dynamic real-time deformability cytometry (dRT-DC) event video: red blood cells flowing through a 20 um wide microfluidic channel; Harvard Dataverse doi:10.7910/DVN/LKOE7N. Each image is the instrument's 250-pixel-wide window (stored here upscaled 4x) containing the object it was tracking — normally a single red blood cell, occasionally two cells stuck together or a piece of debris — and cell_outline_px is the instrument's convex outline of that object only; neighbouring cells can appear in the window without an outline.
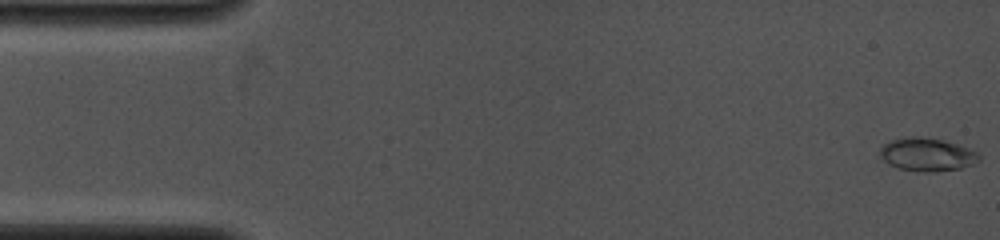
{"species": "common noctule bat (a hibernating species)", "species_latin": "Nyctalus noctula", "temperature_condition": "cold", "stored_images_in_passage": 37, "camera_frame_rate_fps": 4000, "um_per_image_px": 0.085, "animal": {"sex": "female", "body_mass_g": 19.0, "forearm_length_mm": 53.3}, "frame": {"image": 1, "passage_image": 1, "time_ms": 0.0, "image_size_px": [1000, 240], "cell_outline_px": [[980, 160], [972, 164], [960, 168], [932, 172], [924, 172], [900, 168], [888, 164], [880, 156], [880, 148], [884, 144], [892, 140], [912, 136], [920, 136], [944, 140], [968, 148], [976, 152], [980, 156]], "centroid_in_image_um": [78.79, 13.13], "position_along_channel_um": 6.2, "area_um2": 18.96}}
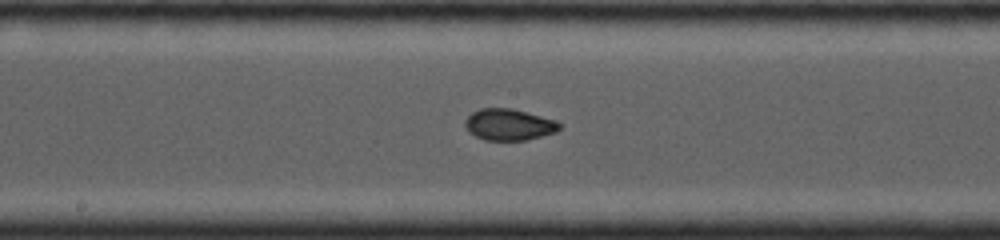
{"frame": {"image": 2, "passage_image": 20, "time_ms": 7.75, "image_size_px": [1000, 240], "cell_outline_px": [[560, 128], [556, 132], [528, 140], [484, 140], [468, 132], [464, 124], [464, 120], [472, 112], [480, 108], [512, 108], [540, 116], [552, 120], [560, 124]], "centroid_in_image_um": [43.21, 10.59], "position_along_channel_um": 205.0, "area_um2": 17.22}}
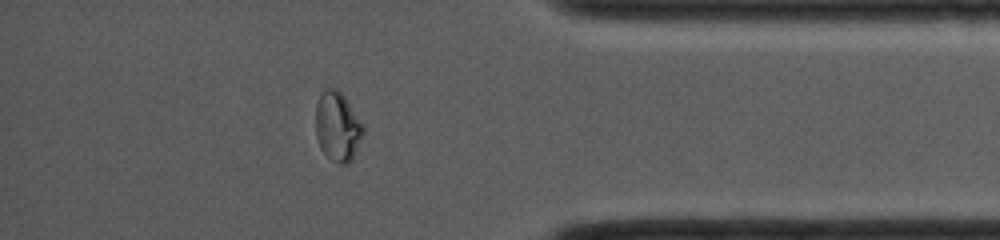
{"frame": {"image": 3, "passage_image": 29, "time_ms": 12.75, "image_size_px": [1000, 240], "cell_outline_px": [[364, 132], [352, 160], [348, 164], [340, 164], [332, 160], [320, 148], [316, 136], [316, 104], [320, 96], [328, 88], [336, 88], [344, 96], [364, 128]], "centroid_in_image_um": [28.68, 10.79], "position_along_channel_um": 406.5, "area_um2": 18.84}}